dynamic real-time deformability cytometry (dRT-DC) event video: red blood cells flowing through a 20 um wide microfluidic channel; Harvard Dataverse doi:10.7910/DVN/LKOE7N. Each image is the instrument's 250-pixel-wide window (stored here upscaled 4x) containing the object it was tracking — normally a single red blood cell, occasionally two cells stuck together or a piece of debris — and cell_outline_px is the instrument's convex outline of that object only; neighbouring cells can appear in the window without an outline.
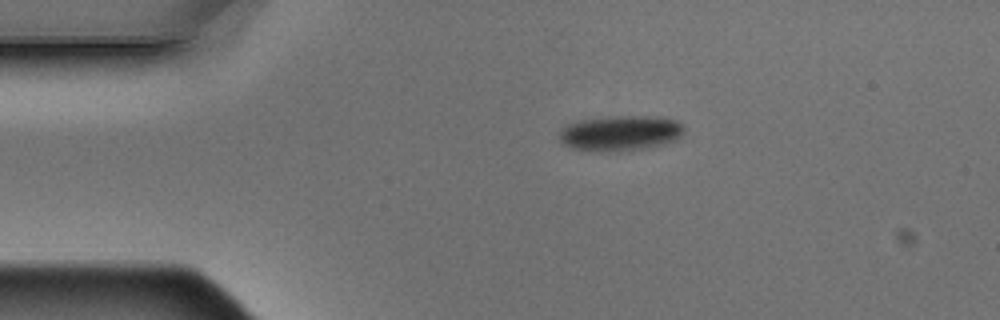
{"species": "Egyptian fruit bat (a non-hibernating species)", "species_latin": "Rousettus aegyptiacus", "temperature_condition": "warm", "stored_images_in_passage": 5, "camera_frame_rate_fps": 3000, "um_per_image_px": 0.085, "animal": {"sex": "male"}, "frame": {"image": 1, "passage_image": 1, "time_ms": 0.0, "image_size_px": [1000, 320], "cell_outline_px": [[684, 132], [676, 140], [664, 144], [644, 148], [620, 152], [596, 152], [572, 148], [564, 144], [560, 140], [560, 132], [568, 124], [580, 120], [608, 116], [656, 116], [676, 120], [684, 124]], "centroid_in_image_um": [52.76, 11.32], "position_along_channel_um": 32.2, "area_um2": 26.01}}
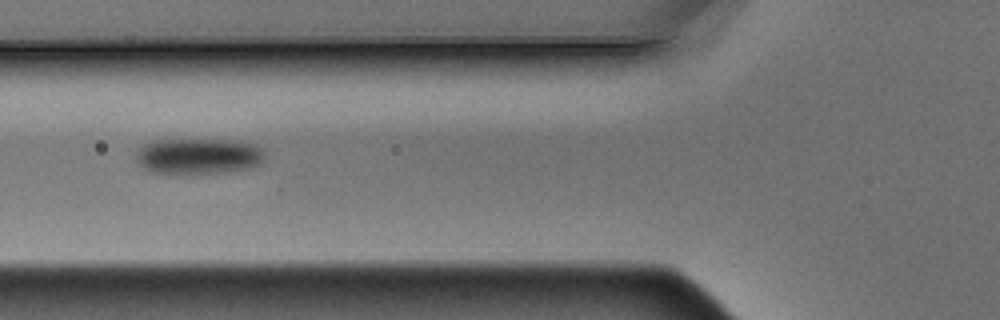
{"frame": {"image": 2, "passage_image": 4, "time_ms": 1.0, "image_size_px": [1000, 320], "cell_outline_px": [[264, 160], [260, 164], [244, 168], [224, 172], [172, 176], [152, 172], [144, 168], [136, 160], [136, 152], [144, 144], [156, 140], [240, 140], [256, 144], [264, 148]], "centroid_in_image_um": [16.86, 13.29], "position_along_channel_um": 108.9, "area_um2": 27.57}}
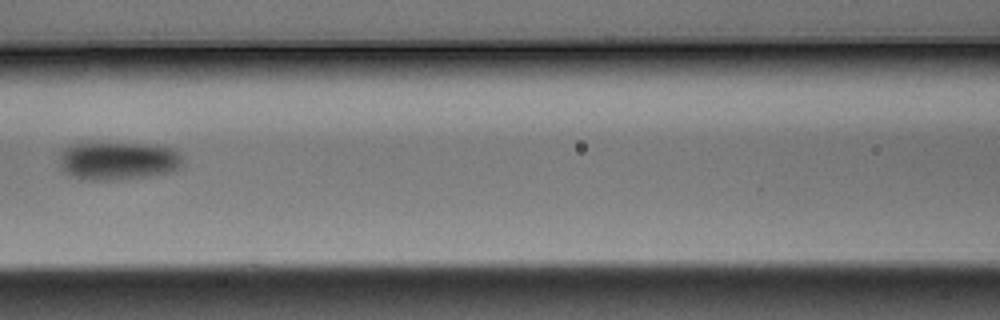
{"frame": {"image": 3, "passage_image": 5, "time_ms": 1.333, "image_size_px": [1000, 320], "cell_outline_px": [[184, 164], [180, 168], [172, 172], [148, 176], [116, 180], [80, 180], [64, 172], [60, 164], [64, 148], [76, 144], [144, 144], [172, 148], [180, 156]], "centroid_in_image_um": [10.06, 13.7], "position_along_channel_um": 156.5, "area_um2": 27.11}}